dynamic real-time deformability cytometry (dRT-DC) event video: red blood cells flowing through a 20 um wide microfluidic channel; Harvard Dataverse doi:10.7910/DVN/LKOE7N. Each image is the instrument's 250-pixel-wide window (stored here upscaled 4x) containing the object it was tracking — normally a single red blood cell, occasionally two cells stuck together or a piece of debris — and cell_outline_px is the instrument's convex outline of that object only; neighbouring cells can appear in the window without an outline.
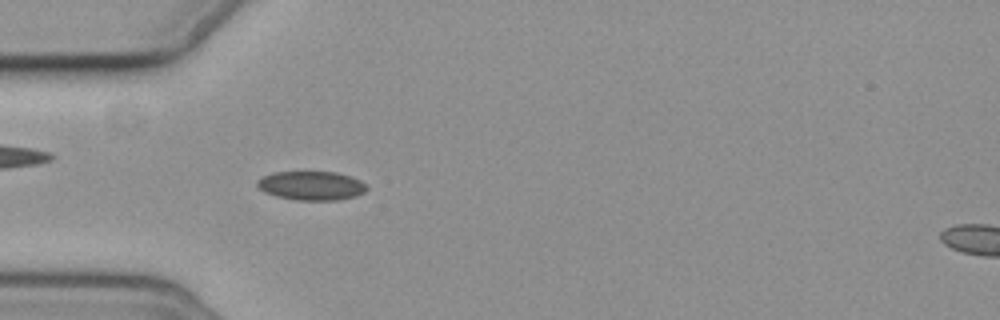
{"species": "common noctule bat (a hibernating species)", "species_latin": "Nyctalus noctula", "temperature_condition": "cold", "stored_images_in_passage": 4, "camera_frame_rate_fps": 3000, "um_per_image_px": 0.085, "animal": {"sex": "female", "body_mass_g": 19.3, "forearm_length_mm": 54.1}, "frame": {"image": 1, "passage_image": 4, "time_ms": 3.667, "image_size_px": [1000, 320], "cell_outline_px": [[368, 188], [364, 192], [356, 196], [340, 200], [296, 200], [276, 196], [264, 192], [256, 184], [256, 180], [264, 176], [276, 172], [336, 172], [360, 180]], "centroid_in_image_um": [26.46, 15.79], "position_along_channel_um": 58.5, "area_um2": 18.38}}